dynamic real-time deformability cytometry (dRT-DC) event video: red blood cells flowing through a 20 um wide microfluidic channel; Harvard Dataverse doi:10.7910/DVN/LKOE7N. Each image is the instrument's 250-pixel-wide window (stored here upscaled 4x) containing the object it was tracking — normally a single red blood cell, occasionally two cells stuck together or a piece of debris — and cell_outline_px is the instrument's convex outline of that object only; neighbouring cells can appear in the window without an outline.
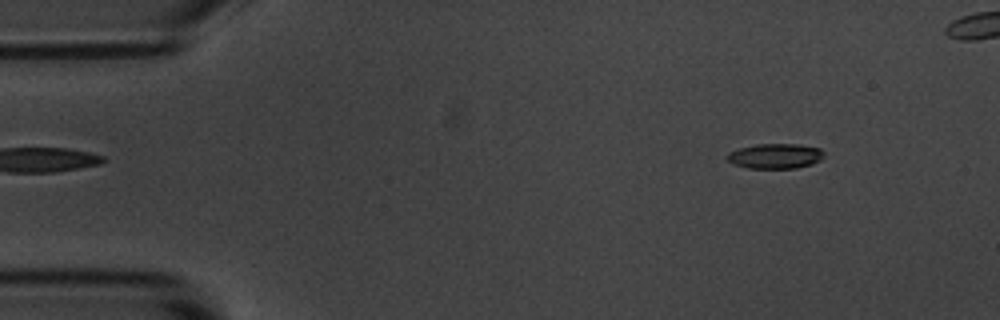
{"species": "common noctule bat (a hibernating species)", "species_latin": "Nyctalus noctula", "temperature_condition": "room temperature", "stored_images_in_passage": 47, "camera_frame_rate_fps": 3000, "um_per_image_px": 0.085, "animal": {"sex": "male", "body_mass_g": 20.1, "forearm_length_mm": 53.5}, "frame": {"image": 1, "passage_image": 3, "time_ms": 0.667, "image_size_px": [1000, 320], "cell_outline_px": [[824, 156], [820, 160], [812, 164], [796, 168], [748, 168], [736, 164], [728, 160], [724, 156], [728, 152], [736, 148], [756, 144], [800, 144], [820, 148], [824, 152]], "centroid_in_image_um": [65.89, 13.25], "position_along_channel_um": 19.1, "area_um2": 14.28}}
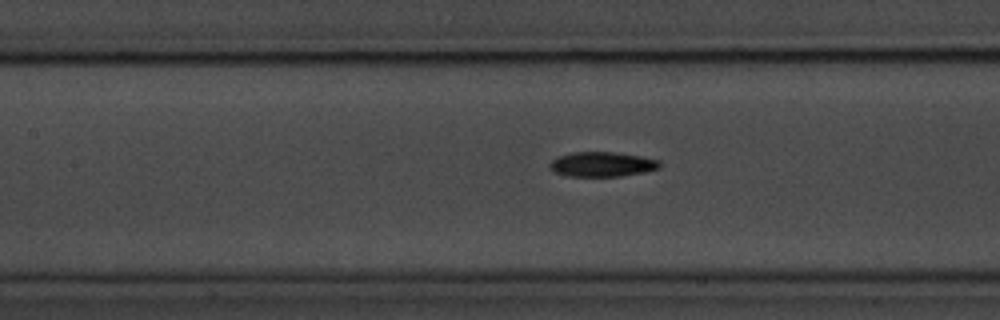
{"frame": {"image": 2, "passage_image": 21, "time_ms": 6.667, "image_size_px": [1000, 320], "cell_outline_px": [[660, 168], [644, 172], [620, 176], [564, 176], [556, 172], [548, 164], [552, 160], [560, 156], [572, 152], [612, 152], [640, 156], [660, 160]], "centroid_in_image_um": [51.19, 13.96], "position_along_channel_um": 156.2, "area_um2": 15.72}}
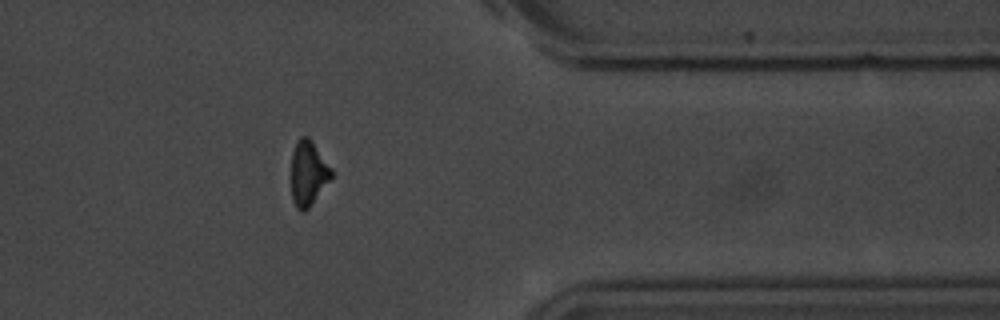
{"frame": {"image": 3, "passage_image": 41, "time_ms": 13.333, "image_size_px": [1000, 320], "cell_outline_px": [[332, 176], [312, 204], [304, 212], [300, 212], [296, 208], [292, 200], [292, 152], [296, 140], [300, 136], [308, 136], [312, 140], [332, 168]], "centroid_in_image_um": [26.19, 14.71], "position_along_channel_um": 385.2, "area_um2": 15.26}}